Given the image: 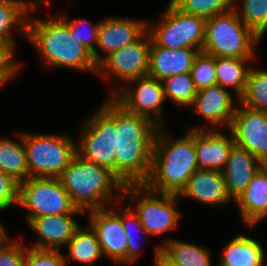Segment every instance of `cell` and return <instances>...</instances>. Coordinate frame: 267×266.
I'll list each match as a JSON object with an SVG mask.
<instances>
[{"label":"cell","mask_w":267,"mask_h":266,"mask_svg":"<svg viewBox=\"0 0 267 266\" xmlns=\"http://www.w3.org/2000/svg\"><path fill=\"white\" fill-rule=\"evenodd\" d=\"M158 128L151 119L128 112L116 102L115 177L123 186L147 181Z\"/></svg>","instance_id":"1"},{"label":"cell","mask_w":267,"mask_h":266,"mask_svg":"<svg viewBox=\"0 0 267 266\" xmlns=\"http://www.w3.org/2000/svg\"><path fill=\"white\" fill-rule=\"evenodd\" d=\"M159 127L154 140L151 171L144 183L156 192L179 194L191 175L198 170L194 129L174 140ZM167 134V135H166Z\"/></svg>","instance_id":"2"},{"label":"cell","mask_w":267,"mask_h":266,"mask_svg":"<svg viewBox=\"0 0 267 266\" xmlns=\"http://www.w3.org/2000/svg\"><path fill=\"white\" fill-rule=\"evenodd\" d=\"M26 37L43 62L56 68H73L97 73L93 55L72 36L65 17H27Z\"/></svg>","instance_id":"3"},{"label":"cell","mask_w":267,"mask_h":266,"mask_svg":"<svg viewBox=\"0 0 267 266\" xmlns=\"http://www.w3.org/2000/svg\"><path fill=\"white\" fill-rule=\"evenodd\" d=\"M58 178L70 195L72 204L84 214L86 210L108 207L107 202H114L116 190L120 194L123 190L122 183L111 171L78 154Z\"/></svg>","instance_id":"4"},{"label":"cell","mask_w":267,"mask_h":266,"mask_svg":"<svg viewBox=\"0 0 267 266\" xmlns=\"http://www.w3.org/2000/svg\"><path fill=\"white\" fill-rule=\"evenodd\" d=\"M260 41L231 8L206 19L202 52L215 57L254 59Z\"/></svg>","instance_id":"5"},{"label":"cell","mask_w":267,"mask_h":266,"mask_svg":"<svg viewBox=\"0 0 267 266\" xmlns=\"http://www.w3.org/2000/svg\"><path fill=\"white\" fill-rule=\"evenodd\" d=\"M88 119L79 133L77 154L87 161L105 167L115 176L118 133L116 101L109 96L93 117Z\"/></svg>","instance_id":"6"},{"label":"cell","mask_w":267,"mask_h":266,"mask_svg":"<svg viewBox=\"0 0 267 266\" xmlns=\"http://www.w3.org/2000/svg\"><path fill=\"white\" fill-rule=\"evenodd\" d=\"M60 134L22 133L29 177L58 178L77 154V144Z\"/></svg>","instance_id":"7"},{"label":"cell","mask_w":267,"mask_h":266,"mask_svg":"<svg viewBox=\"0 0 267 266\" xmlns=\"http://www.w3.org/2000/svg\"><path fill=\"white\" fill-rule=\"evenodd\" d=\"M121 195L124 196L121 198L129 197V202L136 203L133 211L150 236H157L177 227L180 218L176 208L180 198L178 194L156 192L145 184H129L123 186Z\"/></svg>","instance_id":"8"},{"label":"cell","mask_w":267,"mask_h":266,"mask_svg":"<svg viewBox=\"0 0 267 266\" xmlns=\"http://www.w3.org/2000/svg\"><path fill=\"white\" fill-rule=\"evenodd\" d=\"M159 23H147L151 41L166 49L193 48L202 51L206 19L177 9L170 1Z\"/></svg>","instance_id":"9"},{"label":"cell","mask_w":267,"mask_h":266,"mask_svg":"<svg viewBox=\"0 0 267 266\" xmlns=\"http://www.w3.org/2000/svg\"><path fill=\"white\" fill-rule=\"evenodd\" d=\"M19 206L29 213V224L34 218L72 213L76 207L59 178L29 177L19 184Z\"/></svg>","instance_id":"10"},{"label":"cell","mask_w":267,"mask_h":266,"mask_svg":"<svg viewBox=\"0 0 267 266\" xmlns=\"http://www.w3.org/2000/svg\"><path fill=\"white\" fill-rule=\"evenodd\" d=\"M136 85V88L115 89L110 93L118 104L125 110L133 114L145 116L151 119L159 127L161 124L160 116L162 115L163 103L166 100L164 96V87L162 81L145 75L128 82Z\"/></svg>","instance_id":"11"},{"label":"cell","mask_w":267,"mask_h":266,"mask_svg":"<svg viewBox=\"0 0 267 266\" xmlns=\"http://www.w3.org/2000/svg\"><path fill=\"white\" fill-rule=\"evenodd\" d=\"M151 37L146 31L134 43L124 46L107 55L98 65L96 75L105 79L115 76L122 82L147 75Z\"/></svg>","instance_id":"12"},{"label":"cell","mask_w":267,"mask_h":266,"mask_svg":"<svg viewBox=\"0 0 267 266\" xmlns=\"http://www.w3.org/2000/svg\"><path fill=\"white\" fill-rule=\"evenodd\" d=\"M229 130L235 145L252 153L262 164L267 160V112L238 102Z\"/></svg>","instance_id":"13"},{"label":"cell","mask_w":267,"mask_h":266,"mask_svg":"<svg viewBox=\"0 0 267 266\" xmlns=\"http://www.w3.org/2000/svg\"><path fill=\"white\" fill-rule=\"evenodd\" d=\"M92 210L89 225L96 232L103 256L115 263L127 264L128 237L121 222V212L114 207Z\"/></svg>","instance_id":"14"},{"label":"cell","mask_w":267,"mask_h":266,"mask_svg":"<svg viewBox=\"0 0 267 266\" xmlns=\"http://www.w3.org/2000/svg\"><path fill=\"white\" fill-rule=\"evenodd\" d=\"M85 215L75 209L72 213L63 215H49L34 218L28 225L38 235L37 241L31 248L41 250H60L73 237L80 226L74 219L75 214Z\"/></svg>","instance_id":"15"},{"label":"cell","mask_w":267,"mask_h":266,"mask_svg":"<svg viewBox=\"0 0 267 266\" xmlns=\"http://www.w3.org/2000/svg\"><path fill=\"white\" fill-rule=\"evenodd\" d=\"M192 128L194 129L198 169L221 171L235 145L231 131L229 130L230 135L226 136L216 129L206 131L196 126Z\"/></svg>","instance_id":"16"},{"label":"cell","mask_w":267,"mask_h":266,"mask_svg":"<svg viewBox=\"0 0 267 266\" xmlns=\"http://www.w3.org/2000/svg\"><path fill=\"white\" fill-rule=\"evenodd\" d=\"M147 31V22L131 18L107 17L98 26L97 48L104 52L101 61L110 53L134 43Z\"/></svg>","instance_id":"17"},{"label":"cell","mask_w":267,"mask_h":266,"mask_svg":"<svg viewBox=\"0 0 267 266\" xmlns=\"http://www.w3.org/2000/svg\"><path fill=\"white\" fill-rule=\"evenodd\" d=\"M233 102V95L227 89L216 84L197 90L190 108H194L211 125L226 124L229 129L237 108Z\"/></svg>","instance_id":"18"},{"label":"cell","mask_w":267,"mask_h":266,"mask_svg":"<svg viewBox=\"0 0 267 266\" xmlns=\"http://www.w3.org/2000/svg\"><path fill=\"white\" fill-rule=\"evenodd\" d=\"M199 52L193 48L166 49L151 41L147 75L163 81L167 77L188 73Z\"/></svg>","instance_id":"19"},{"label":"cell","mask_w":267,"mask_h":266,"mask_svg":"<svg viewBox=\"0 0 267 266\" xmlns=\"http://www.w3.org/2000/svg\"><path fill=\"white\" fill-rule=\"evenodd\" d=\"M262 163L246 149L234 145L221 170L228 195L233 202L242 194Z\"/></svg>","instance_id":"20"},{"label":"cell","mask_w":267,"mask_h":266,"mask_svg":"<svg viewBox=\"0 0 267 266\" xmlns=\"http://www.w3.org/2000/svg\"><path fill=\"white\" fill-rule=\"evenodd\" d=\"M178 196L213 206L233 201L228 195L221 171L213 170H196Z\"/></svg>","instance_id":"21"},{"label":"cell","mask_w":267,"mask_h":266,"mask_svg":"<svg viewBox=\"0 0 267 266\" xmlns=\"http://www.w3.org/2000/svg\"><path fill=\"white\" fill-rule=\"evenodd\" d=\"M241 220L255 226L267 215V170L262 166L253 176L242 194L234 201Z\"/></svg>","instance_id":"22"},{"label":"cell","mask_w":267,"mask_h":266,"mask_svg":"<svg viewBox=\"0 0 267 266\" xmlns=\"http://www.w3.org/2000/svg\"><path fill=\"white\" fill-rule=\"evenodd\" d=\"M264 252L256 239L239 235L226 244L217 266H264Z\"/></svg>","instance_id":"23"},{"label":"cell","mask_w":267,"mask_h":266,"mask_svg":"<svg viewBox=\"0 0 267 266\" xmlns=\"http://www.w3.org/2000/svg\"><path fill=\"white\" fill-rule=\"evenodd\" d=\"M38 1L0 0V39L15 50L13 28L26 37L28 13L37 8Z\"/></svg>","instance_id":"24"},{"label":"cell","mask_w":267,"mask_h":266,"mask_svg":"<svg viewBox=\"0 0 267 266\" xmlns=\"http://www.w3.org/2000/svg\"><path fill=\"white\" fill-rule=\"evenodd\" d=\"M18 141L0 138V172L11 176L19 184L29 178V170L22 133H16Z\"/></svg>","instance_id":"25"},{"label":"cell","mask_w":267,"mask_h":266,"mask_svg":"<svg viewBox=\"0 0 267 266\" xmlns=\"http://www.w3.org/2000/svg\"><path fill=\"white\" fill-rule=\"evenodd\" d=\"M235 57H216V84L222 88H232L237 100L243 95L246 87L247 76L250 70L248 61Z\"/></svg>","instance_id":"26"},{"label":"cell","mask_w":267,"mask_h":266,"mask_svg":"<svg viewBox=\"0 0 267 266\" xmlns=\"http://www.w3.org/2000/svg\"><path fill=\"white\" fill-rule=\"evenodd\" d=\"M66 246L69 251V255L64 256L66 264L71 260L93 266L94 262L103 258L97 234L90 225L84 229L79 226Z\"/></svg>","instance_id":"27"},{"label":"cell","mask_w":267,"mask_h":266,"mask_svg":"<svg viewBox=\"0 0 267 266\" xmlns=\"http://www.w3.org/2000/svg\"><path fill=\"white\" fill-rule=\"evenodd\" d=\"M164 242L161 250L179 266H211L210 252L203 246L177 239Z\"/></svg>","instance_id":"28"},{"label":"cell","mask_w":267,"mask_h":266,"mask_svg":"<svg viewBox=\"0 0 267 266\" xmlns=\"http://www.w3.org/2000/svg\"><path fill=\"white\" fill-rule=\"evenodd\" d=\"M238 102L248 108L267 112V70L250 68L245 91Z\"/></svg>","instance_id":"29"},{"label":"cell","mask_w":267,"mask_h":266,"mask_svg":"<svg viewBox=\"0 0 267 266\" xmlns=\"http://www.w3.org/2000/svg\"><path fill=\"white\" fill-rule=\"evenodd\" d=\"M234 0V9L239 18L262 39L267 31V0ZM237 5L239 7H237ZM239 9V10H238ZM240 11V12H239Z\"/></svg>","instance_id":"30"},{"label":"cell","mask_w":267,"mask_h":266,"mask_svg":"<svg viewBox=\"0 0 267 266\" xmlns=\"http://www.w3.org/2000/svg\"><path fill=\"white\" fill-rule=\"evenodd\" d=\"M165 99L178 106L190 107L197 94L190 72L165 78L163 81Z\"/></svg>","instance_id":"31"},{"label":"cell","mask_w":267,"mask_h":266,"mask_svg":"<svg viewBox=\"0 0 267 266\" xmlns=\"http://www.w3.org/2000/svg\"><path fill=\"white\" fill-rule=\"evenodd\" d=\"M170 2L185 13L205 19L234 7V0H170Z\"/></svg>","instance_id":"32"},{"label":"cell","mask_w":267,"mask_h":266,"mask_svg":"<svg viewBox=\"0 0 267 266\" xmlns=\"http://www.w3.org/2000/svg\"><path fill=\"white\" fill-rule=\"evenodd\" d=\"M65 17L66 24L68 25L72 36L77 40L78 43L82 44L88 51H90L93 55V59L98 65L101 62V56L98 49L96 48L98 43V26L99 22L93 24L89 20L85 19H73L69 20ZM87 23V25L85 24ZM87 26V30L83 29Z\"/></svg>","instance_id":"33"},{"label":"cell","mask_w":267,"mask_h":266,"mask_svg":"<svg viewBox=\"0 0 267 266\" xmlns=\"http://www.w3.org/2000/svg\"><path fill=\"white\" fill-rule=\"evenodd\" d=\"M190 74L197 90L216 85V57L200 51L194 58Z\"/></svg>","instance_id":"34"},{"label":"cell","mask_w":267,"mask_h":266,"mask_svg":"<svg viewBox=\"0 0 267 266\" xmlns=\"http://www.w3.org/2000/svg\"><path fill=\"white\" fill-rule=\"evenodd\" d=\"M121 222L128 237L127 264L134 263V261L137 260L136 258L138 257V255H141V248L139 247L140 244L137 241L141 237H137L138 239L134 238L133 232L136 231V235H140L142 233L149 236V234L142 226L139 217L133 211L131 205L127 208L125 207V210L123 212L121 211Z\"/></svg>","instance_id":"35"},{"label":"cell","mask_w":267,"mask_h":266,"mask_svg":"<svg viewBox=\"0 0 267 266\" xmlns=\"http://www.w3.org/2000/svg\"><path fill=\"white\" fill-rule=\"evenodd\" d=\"M24 266H67L60 250H41L27 246Z\"/></svg>","instance_id":"36"},{"label":"cell","mask_w":267,"mask_h":266,"mask_svg":"<svg viewBox=\"0 0 267 266\" xmlns=\"http://www.w3.org/2000/svg\"><path fill=\"white\" fill-rule=\"evenodd\" d=\"M26 249L21 241L7 239L0 246V266H24Z\"/></svg>","instance_id":"37"},{"label":"cell","mask_w":267,"mask_h":266,"mask_svg":"<svg viewBox=\"0 0 267 266\" xmlns=\"http://www.w3.org/2000/svg\"><path fill=\"white\" fill-rule=\"evenodd\" d=\"M19 203V183L11 176L0 172V211Z\"/></svg>","instance_id":"38"},{"label":"cell","mask_w":267,"mask_h":266,"mask_svg":"<svg viewBox=\"0 0 267 266\" xmlns=\"http://www.w3.org/2000/svg\"><path fill=\"white\" fill-rule=\"evenodd\" d=\"M14 52L5 41L0 39V77L5 82L15 77L21 67V64L13 58Z\"/></svg>","instance_id":"39"},{"label":"cell","mask_w":267,"mask_h":266,"mask_svg":"<svg viewBox=\"0 0 267 266\" xmlns=\"http://www.w3.org/2000/svg\"><path fill=\"white\" fill-rule=\"evenodd\" d=\"M155 259H154V266H179L175 262H173L162 250L161 246L158 245L155 248Z\"/></svg>","instance_id":"40"},{"label":"cell","mask_w":267,"mask_h":266,"mask_svg":"<svg viewBox=\"0 0 267 266\" xmlns=\"http://www.w3.org/2000/svg\"><path fill=\"white\" fill-rule=\"evenodd\" d=\"M9 237L5 233V229L0 224V246L7 240Z\"/></svg>","instance_id":"41"},{"label":"cell","mask_w":267,"mask_h":266,"mask_svg":"<svg viewBox=\"0 0 267 266\" xmlns=\"http://www.w3.org/2000/svg\"><path fill=\"white\" fill-rule=\"evenodd\" d=\"M6 82L0 77V86H2L3 84H5Z\"/></svg>","instance_id":"42"},{"label":"cell","mask_w":267,"mask_h":266,"mask_svg":"<svg viewBox=\"0 0 267 266\" xmlns=\"http://www.w3.org/2000/svg\"><path fill=\"white\" fill-rule=\"evenodd\" d=\"M262 165L267 170V160Z\"/></svg>","instance_id":"43"}]
</instances>
